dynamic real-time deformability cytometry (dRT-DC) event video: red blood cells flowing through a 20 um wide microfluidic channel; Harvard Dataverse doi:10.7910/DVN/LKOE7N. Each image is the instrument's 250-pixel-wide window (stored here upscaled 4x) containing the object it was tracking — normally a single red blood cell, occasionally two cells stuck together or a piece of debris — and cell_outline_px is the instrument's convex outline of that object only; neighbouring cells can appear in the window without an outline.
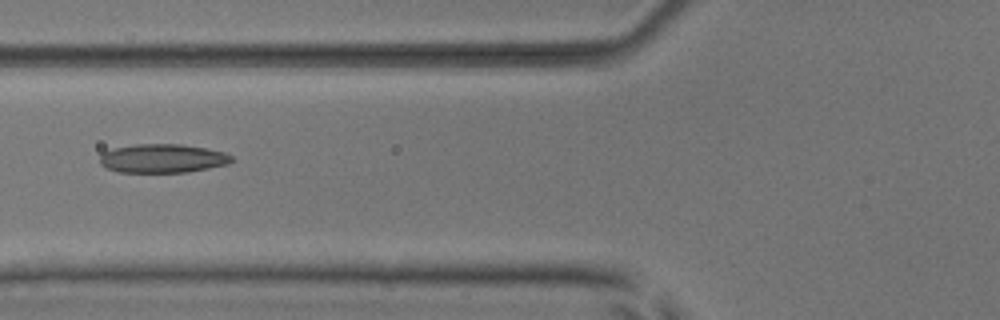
{"species": "common noctule bat (a hibernating species)", "species_latin": "Nyctalus noctula", "temperature_condition": "room temperature", "stored_images_in_passage": 3, "camera_frame_rate_fps": 3000, "um_per_image_px": 0.085, "animal": {"sex": "male", "body_mass_g": 17.9, "forearm_length_mm": 54.2}, "frame": {"image": 1, "passage_image": 2, "time_ms": 0.333, "image_size_px": [1000, 320], "cell_outline_px": [[232, 160], [228, 164], [188, 172], [116, 172], [100, 164], [100, 156], [104, 152], [112, 148], [136, 144], [180, 144], [204, 148], [224, 152], [232, 156]], "centroid_in_image_um": [13.8, 13.46], "position_along_channel_um": 112.0, "area_um2": 22.02}}
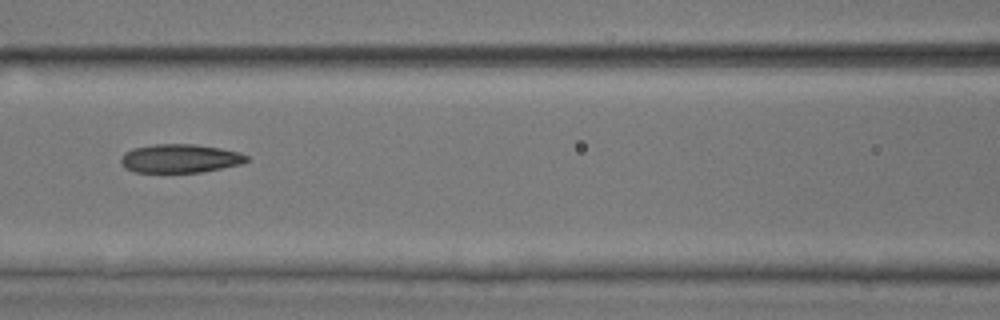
{"frame": {"image": 2, "passage_image": 3, "time_ms": 0.667, "image_size_px": [1000, 320], "cell_outline_px": [[248, 160], [244, 164], [200, 172], [136, 172], [124, 168], [120, 160], [124, 152], [132, 148], [156, 144], [196, 144], [220, 148], [240, 152], [248, 156]], "centroid_in_image_um": [15.32, 13.46], "position_along_channel_um": 151.3, "area_um2": 21.1}}